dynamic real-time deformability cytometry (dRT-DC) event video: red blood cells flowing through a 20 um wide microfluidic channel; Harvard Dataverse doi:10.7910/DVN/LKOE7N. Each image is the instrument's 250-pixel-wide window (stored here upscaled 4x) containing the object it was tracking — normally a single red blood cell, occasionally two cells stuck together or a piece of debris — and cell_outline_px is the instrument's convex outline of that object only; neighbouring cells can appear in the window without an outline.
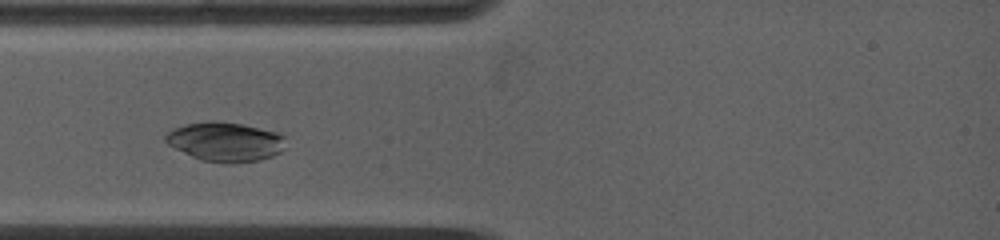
{"species": "common noctule bat (a hibernating species)", "species_latin": "Nyctalus noctula", "temperature_condition": "warm", "stored_images_in_passage": 13, "camera_frame_rate_fps": 5000, "um_per_image_px": 0.085, "animal": {"sex": "female", "body_mass_g": 19.0, "forearm_length_mm": 53.3}, "frame": {"image": 1, "passage_image": 5, "time_ms": 1.8, "image_size_px": [1000, 240], "cell_outline_px": [[284, 148], [280, 152], [272, 156], [260, 160], [232, 164], [224, 164], [200, 160], [168, 144], [164, 140], [164, 136], [172, 128], [184, 124], [208, 120], [216, 120], [244, 124], [276, 132], [284, 136]], "centroid_in_image_um": [19.13, 12.04], "position_along_channel_um": 65.9, "area_um2": 27.86}}
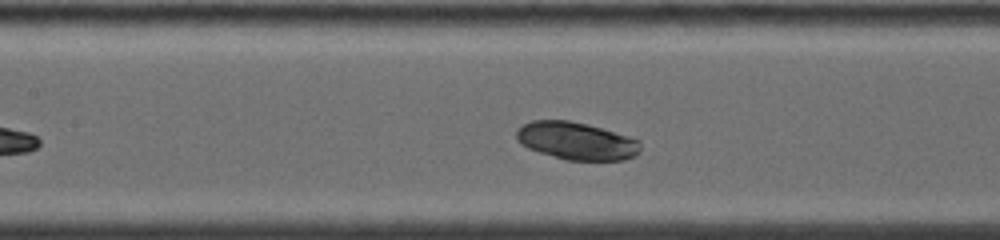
{"frame": {"image": 2, "passage_image": 10, "time_ms": 4.2, "image_size_px": [1000, 240], "cell_outline_px": [[640, 152], [624, 160], [568, 160], [540, 152], [528, 148], [520, 144], [516, 140], [516, 128], [532, 120], [568, 120], [588, 124], [628, 136], [640, 140]], "centroid_in_image_um": [48.97, 11.97], "position_along_channel_um": 158.4, "area_um2": 27.17}}
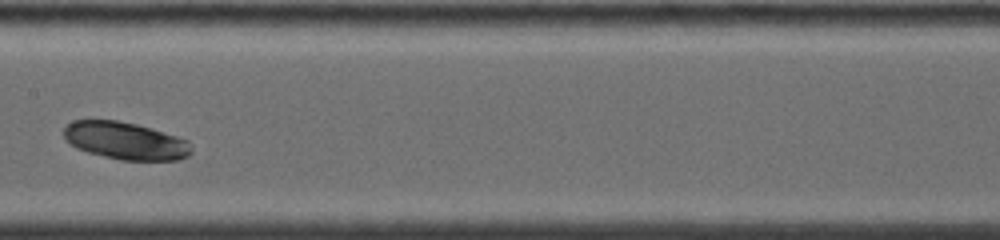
{"frame": {"image": 3, "passage_image": 12, "time_ms": 5.2, "image_size_px": [1000, 240], "cell_outline_px": [[192, 152], [188, 156], [176, 160], [120, 160], [88, 152], [76, 148], [64, 140], [64, 128], [72, 120], [116, 120], [136, 124], [176, 136], [188, 140], [192, 148]], "centroid_in_image_um": [10.64, 11.97], "position_along_channel_um": 196.8, "area_um2": 27.8}}